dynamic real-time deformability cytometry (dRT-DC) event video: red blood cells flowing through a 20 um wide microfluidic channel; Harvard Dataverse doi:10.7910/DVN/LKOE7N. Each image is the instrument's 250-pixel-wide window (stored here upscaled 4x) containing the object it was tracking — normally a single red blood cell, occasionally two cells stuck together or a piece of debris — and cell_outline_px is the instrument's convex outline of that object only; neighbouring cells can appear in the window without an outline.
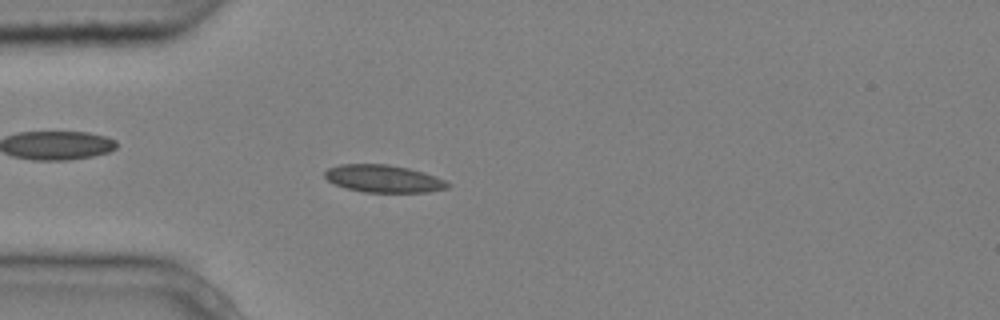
{"species": "common noctule bat (a hibernating species)", "species_latin": "Nyctalus noctula", "temperature_condition": "cold", "stored_images_in_passage": 5, "camera_frame_rate_fps": 3000, "um_per_image_px": 0.085, "animal": {"sex": "male", "body_mass_g": 20.4}, "frame": {"image": 1, "passage_image": 5, "time_ms": 1.333, "image_size_px": [1000, 320], "cell_outline_px": [[452, 184], [448, 188], [428, 192], [364, 192], [348, 188], [336, 184], [328, 180], [324, 176], [324, 172], [328, 168], [340, 164], [388, 164], [408, 168], [424, 172], [444, 180]], "centroid_in_image_um": [32.62, 15.18], "position_along_channel_um": 52.4, "area_um2": 19.59}}